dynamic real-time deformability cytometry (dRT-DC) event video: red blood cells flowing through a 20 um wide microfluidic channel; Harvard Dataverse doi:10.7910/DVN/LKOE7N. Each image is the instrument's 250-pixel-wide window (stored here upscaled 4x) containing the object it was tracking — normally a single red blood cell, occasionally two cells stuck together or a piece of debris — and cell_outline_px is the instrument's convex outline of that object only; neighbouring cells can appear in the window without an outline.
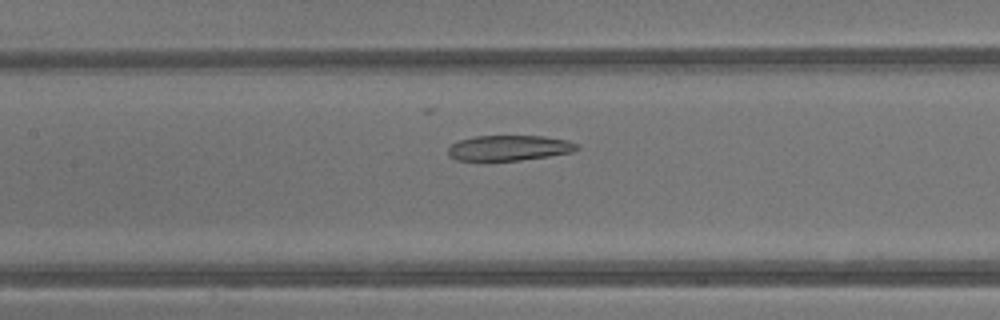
{"species": "common noctule bat (a hibernating species)", "species_latin": "Nyctalus noctula", "temperature_condition": "warm", "stored_images_in_passage": 16, "camera_frame_rate_fps": 3000, "um_per_image_px": 0.085, "animal": {"sex": "male", "body_mass_g": 13.3}, "frame": {"image": 1, "passage_image": 14, "time_ms": 4.333, "image_size_px": [1000, 320], "cell_outline_px": [[580, 148], [572, 152], [548, 156], [520, 160], [456, 160], [448, 156], [448, 148], [452, 144], [460, 140], [476, 136], [544, 136], [568, 140], [576, 144]], "centroid_in_image_um": [43.27, 12.57], "position_along_channel_um": 164.1, "area_um2": 18.9}}